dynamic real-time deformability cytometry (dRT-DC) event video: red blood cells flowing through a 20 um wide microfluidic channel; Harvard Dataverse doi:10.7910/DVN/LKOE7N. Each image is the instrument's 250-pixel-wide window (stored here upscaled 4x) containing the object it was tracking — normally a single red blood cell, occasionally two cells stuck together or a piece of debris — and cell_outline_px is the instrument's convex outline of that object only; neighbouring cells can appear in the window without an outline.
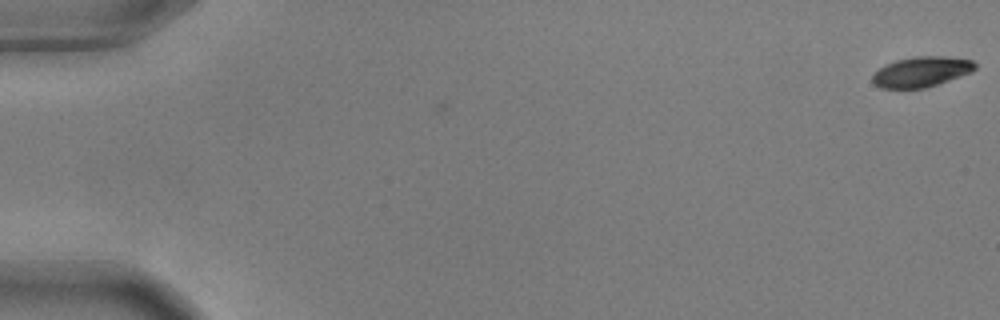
{"species": "common noctule bat (a hibernating species)", "species_latin": "Nyctalus noctula", "temperature_condition": "warm", "stored_images_in_passage": 3, "camera_frame_rate_fps": 3000, "um_per_image_px": 0.085, "animal": {"sex": "male", "body_mass_g": 17.9, "forearm_length_mm": 54.2}, "frame": {"image": 1, "passage_image": 3, "time_ms": 0.667, "image_size_px": [1000, 320], "cell_outline_px": [[976, 68], [972, 72], [924, 88], [880, 88], [872, 80], [872, 76], [880, 68], [896, 60], [916, 56], [944, 56], [972, 60], [976, 64]], "centroid_in_image_um": [78.34, 6.09], "position_along_channel_um": 6.7, "area_um2": 17.8}}